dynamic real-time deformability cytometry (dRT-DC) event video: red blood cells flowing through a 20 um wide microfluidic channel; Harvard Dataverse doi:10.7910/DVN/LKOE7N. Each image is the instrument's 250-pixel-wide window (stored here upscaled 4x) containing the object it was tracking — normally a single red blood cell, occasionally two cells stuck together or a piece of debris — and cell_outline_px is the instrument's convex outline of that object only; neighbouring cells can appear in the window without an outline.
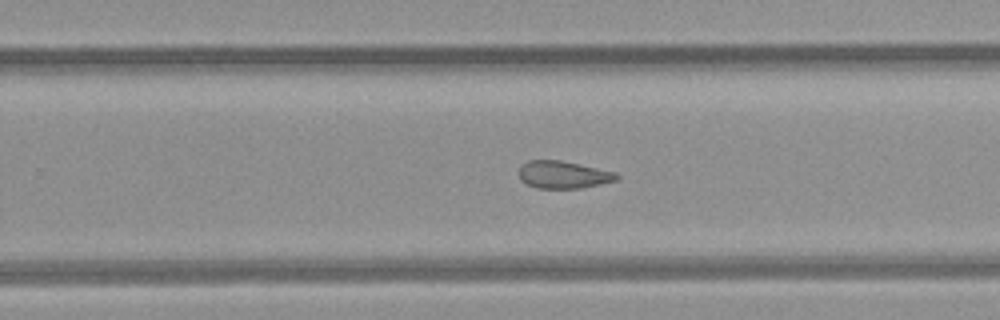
{"species": "common noctule bat (a hibernating species)", "species_latin": "Nyctalus noctula", "temperature_condition": "room temperature", "stored_images_in_passage": 20, "camera_frame_rate_fps": 3000, "um_per_image_px": 0.085, "animal": {"sex": "female", "body_mass_g": 21.9}, "frame": {"image": 1, "passage_image": 12, "time_ms": 3.667, "image_size_px": [1000, 320], "cell_outline_px": [[620, 176], [616, 180], [600, 184], [580, 188], [536, 188], [520, 180], [520, 164], [528, 160], [560, 160], [616, 172]], "centroid_in_image_um": [47.86, 14.84], "position_along_channel_um": 281.9, "area_um2": 15.55}}
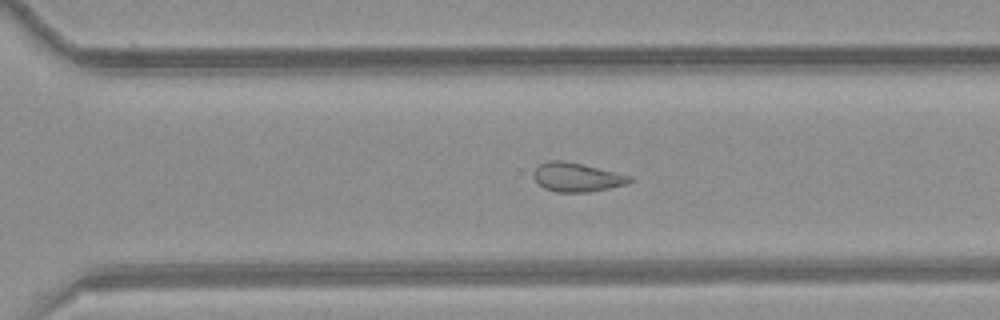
{"frame": {"image": 2, "passage_image": 15, "time_ms": 4.667, "image_size_px": [1000, 320], "cell_outline_px": [[632, 180], [628, 184], [588, 192], [556, 192], [544, 188], [532, 176], [536, 168], [540, 164], [548, 160], [564, 160], [616, 172], [632, 176]], "centroid_in_image_um": [49.03, 15.06], "position_along_channel_um": 321.6, "area_um2": 16.13}}